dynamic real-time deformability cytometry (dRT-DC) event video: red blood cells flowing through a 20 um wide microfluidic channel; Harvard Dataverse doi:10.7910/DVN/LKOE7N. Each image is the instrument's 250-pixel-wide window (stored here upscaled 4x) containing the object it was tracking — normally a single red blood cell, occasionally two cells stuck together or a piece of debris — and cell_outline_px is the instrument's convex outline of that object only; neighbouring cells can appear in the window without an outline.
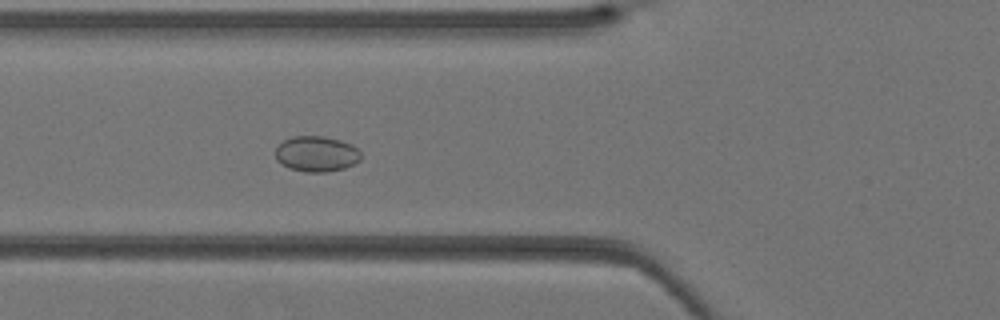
{"species": "Egyptian fruit bat (a non-hibernating species)", "species_latin": "Rousettus aegyptiacus", "temperature_condition": "warm", "stored_images_in_passage": 37, "camera_frame_rate_fps": 3000, "um_per_image_px": 0.085, "animal": {"sex": "female"}, "frame": {"image": 1, "passage_image": 12, "time_ms": 3.667, "image_size_px": [1000, 320], "cell_outline_px": [[360, 160], [344, 168], [328, 172], [304, 172], [288, 168], [276, 160], [276, 148], [284, 140], [292, 136], [324, 136], [340, 140], [352, 144], [360, 152]], "centroid_in_image_um": [26.89, 13.08], "position_along_channel_um": 98.9, "area_um2": 17.74}}
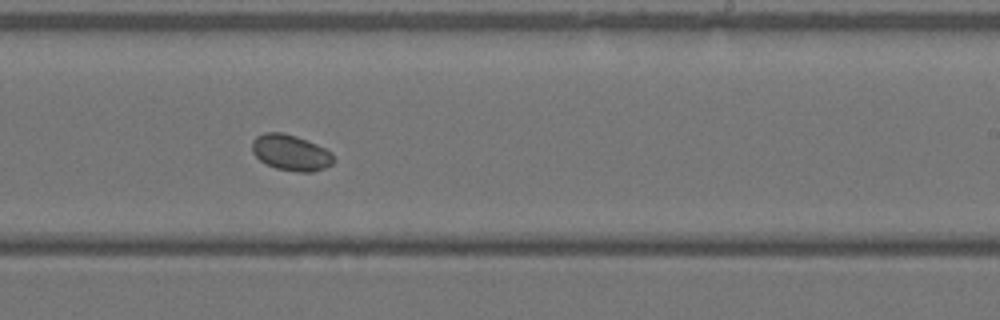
{"frame": {"image": 2, "passage_image": 22, "time_ms": 7.0, "image_size_px": [1000, 320], "cell_outline_px": [[336, 160], [332, 164], [324, 168], [312, 172], [300, 172], [276, 168], [260, 160], [252, 152], [252, 140], [256, 136], [264, 132], [284, 132], [296, 136], [316, 144], [332, 152]], "centroid_in_image_um": [24.73, 12.96], "position_along_channel_um": 264.3, "area_um2": 17.11}}
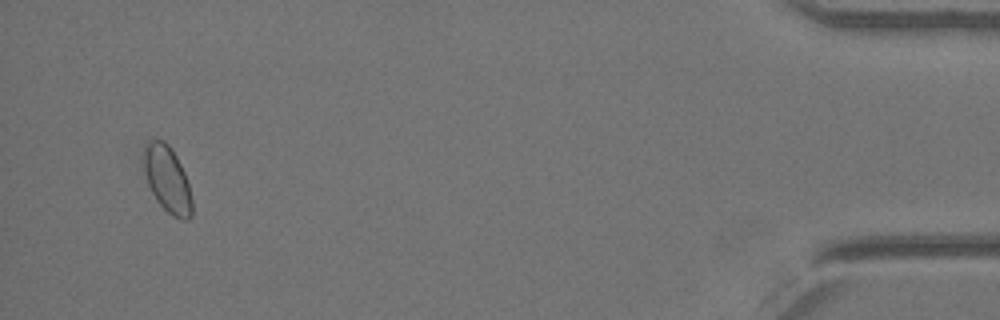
{"frame": {"image": 3, "passage_image": 36, "time_ms": 11.667, "image_size_px": [1000, 320], "cell_outline_px": [[192, 216], [188, 220], [180, 220], [172, 216], [156, 200], [148, 184], [140, 160], [144, 144], [152, 140], [164, 140], [168, 144], [176, 156], [184, 172], [188, 184], [192, 200]], "centroid_in_image_um": [14.18, 15.22], "position_along_channel_um": 421.0, "area_um2": 19.02}}